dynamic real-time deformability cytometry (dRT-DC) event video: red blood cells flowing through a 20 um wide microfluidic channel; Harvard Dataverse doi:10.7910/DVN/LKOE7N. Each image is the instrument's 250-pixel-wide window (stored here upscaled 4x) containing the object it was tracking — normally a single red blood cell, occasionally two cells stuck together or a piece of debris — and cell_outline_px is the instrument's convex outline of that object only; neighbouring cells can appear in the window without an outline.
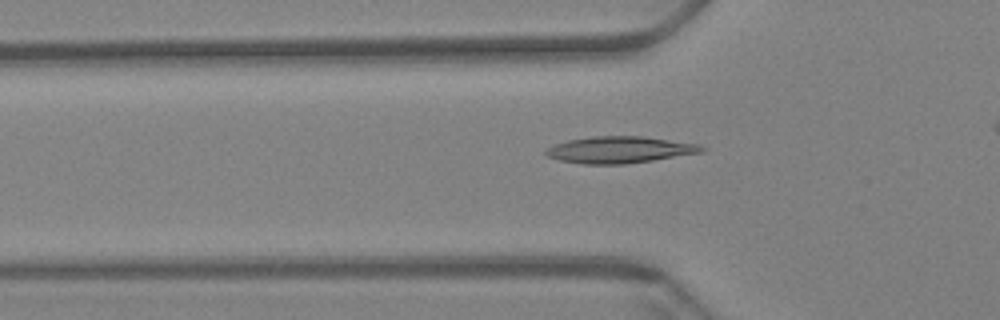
{"species": "Egyptian fruit bat (a non-hibernating species)", "species_latin": "Rousettus aegyptiacus", "temperature_condition": "warm", "stored_images_in_passage": 46, "camera_frame_rate_fps": 3000, "um_per_image_px": 0.085, "animal": {"sex": "female"}, "frame": {"image": 1, "passage_image": 14, "time_ms": 4.333, "image_size_px": [1000, 320], "cell_outline_px": [[708, 148], [704, 152], [652, 160], [624, 164], [584, 164], [560, 160], [548, 156], [544, 152], [548, 148], [556, 144], [568, 140], [592, 136], [644, 136], [700, 144]], "centroid_in_image_um": [52.73, 12.72], "position_along_channel_um": 73.1, "area_um2": 24.16}}
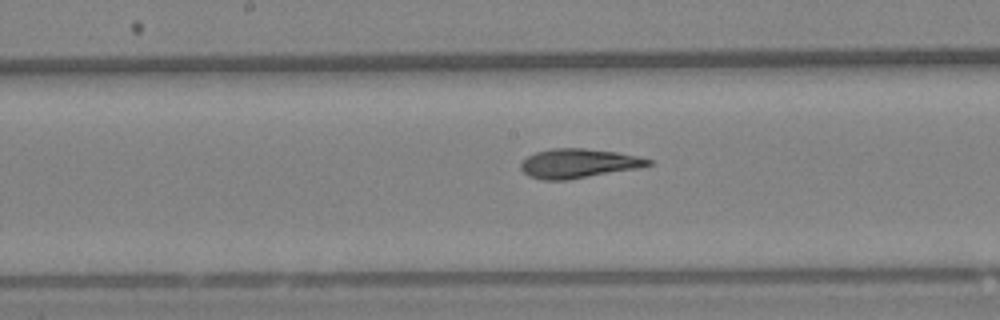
{"frame": {"image": 2, "passage_image": 25, "time_ms": 8.0, "image_size_px": [1000, 320], "cell_outline_px": [[652, 164], [636, 168], [568, 180], [544, 180], [528, 176], [520, 168], [520, 164], [528, 156], [536, 152], [552, 148], [584, 148], [616, 152], [636, 156], [652, 160]], "centroid_in_image_um": [49.12, 13.89], "position_along_channel_um": 199.1, "area_um2": 21.5}}
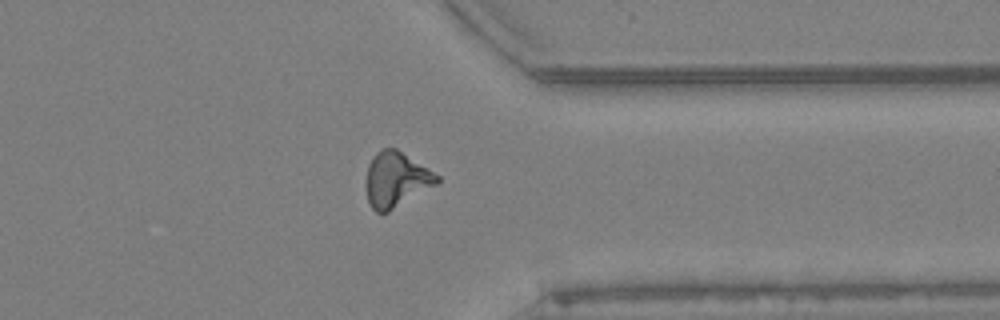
{"frame": {"image": 3, "passage_image": 41, "time_ms": 13.333, "image_size_px": [1000, 320], "cell_outline_px": [[440, 180], [436, 184], [388, 212], [376, 212], [372, 208], [368, 200], [368, 164], [372, 156], [376, 152], [384, 148], [396, 148], [440, 176]], "centroid_in_image_um": [33.68, 15.24], "position_along_channel_um": 377.7, "area_um2": 22.2}}